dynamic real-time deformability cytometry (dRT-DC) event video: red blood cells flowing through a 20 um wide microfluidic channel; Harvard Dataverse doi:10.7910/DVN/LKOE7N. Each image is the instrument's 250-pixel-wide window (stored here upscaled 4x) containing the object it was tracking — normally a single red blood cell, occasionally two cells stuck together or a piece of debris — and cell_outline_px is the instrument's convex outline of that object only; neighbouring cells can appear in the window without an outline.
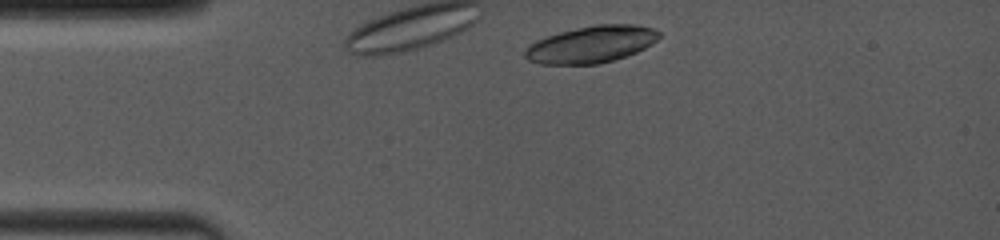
{"species": "common noctule bat (a hibernating species)", "species_latin": "Nyctalus noctula", "temperature_condition": "room temperature", "stored_images_in_passage": 2, "camera_frame_rate_fps": 4000, "um_per_image_px": 0.085, "animal": {"sex": "female", "body_mass_g": 19.0, "forearm_length_mm": 53.3}, "frame": {"image": 1, "passage_image": 1, "time_ms": 0.0, "image_size_px": [1000, 240], "cell_outline_px": [[660, 36], [652, 44], [636, 52], [612, 60], [596, 64], [540, 64], [528, 60], [524, 56], [524, 52], [528, 44], [536, 40], [560, 32], [596, 24], [636, 24], [656, 28], [660, 32]], "centroid_in_image_um": [50.26, 3.76], "position_along_channel_um": 34.7, "area_um2": 28.78}}